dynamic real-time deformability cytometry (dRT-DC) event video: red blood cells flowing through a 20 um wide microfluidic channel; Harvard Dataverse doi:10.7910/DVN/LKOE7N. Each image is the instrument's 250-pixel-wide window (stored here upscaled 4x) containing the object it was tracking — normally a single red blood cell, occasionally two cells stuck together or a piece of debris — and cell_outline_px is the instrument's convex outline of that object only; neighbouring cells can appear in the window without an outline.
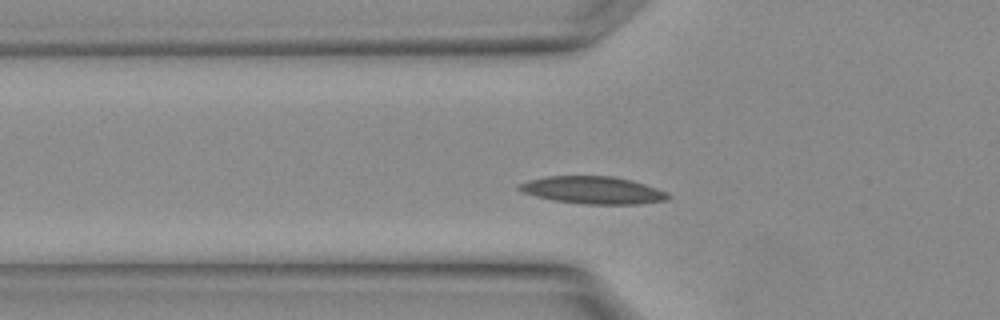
{"species": "Egyptian fruit bat (a non-hibernating species)", "species_latin": "Rousettus aegyptiacus", "temperature_condition": "warm", "stored_images_in_passage": 8, "camera_frame_rate_fps": 3000, "um_per_image_px": 0.085, "animal": {"sex": "female"}, "frame": {"image": 1, "passage_image": 5, "time_ms": 1.333, "image_size_px": [1000, 320], "cell_outline_px": [[672, 196], [668, 200], [640, 204], [580, 204], [552, 200], [536, 196], [524, 192], [516, 188], [520, 184], [528, 180], [548, 176], [612, 176], [632, 180], [644, 184], [664, 192]], "centroid_in_image_um": [50.39, 16.17], "position_along_channel_um": 75.4, "area_um2": 23.7}}
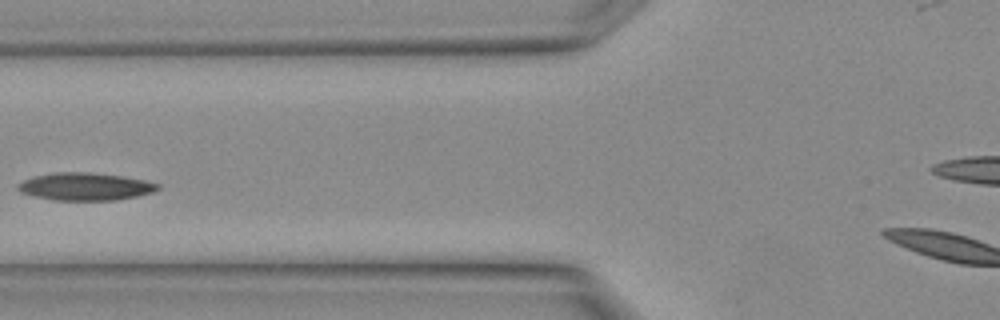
{"frame": {"image": 2, "passage_image": 7, "time_ms": 2.0, "image_size_px": [1000, 320], "cell_outline_px": [[160, 188], [152, 192], [136, 196], [116, 200], [52, 200], [20, 192], [16, 188], [24, 180], [36, 176], [56, 172], [88, 172], [120, 176], [144, 180], [160, 184]], "centroid_in_image_um": [7.26, 15.86], "position_along_channel_um": 118.5, "area_um2": 22.2}}